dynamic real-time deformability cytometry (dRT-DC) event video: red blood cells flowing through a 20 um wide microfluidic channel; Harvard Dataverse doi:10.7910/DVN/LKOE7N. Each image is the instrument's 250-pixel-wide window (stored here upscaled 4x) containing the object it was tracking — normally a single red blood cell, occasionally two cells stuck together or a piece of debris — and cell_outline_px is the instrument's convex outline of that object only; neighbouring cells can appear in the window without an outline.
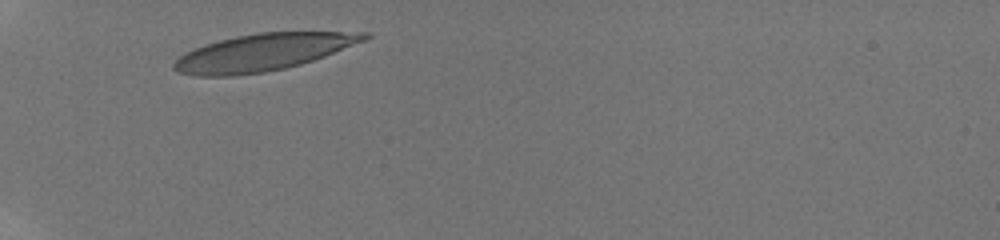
{"species": "human", "species_latin": "Homo sapiens", "temperature_condition": "room temperature", "stored_images_in_passage": 4, "camera_frame_rate_fps": 3000, "um_per_image_px": 0.085, "donor": {"sex": "male"}, "frame": {"image": 1, "passage_image": 1, "time_ms": 0.0, "image_size_px": [1000, 240], "cell_outline_px": [[372, 36], [368, 40], [324, 56], [300, 64], [284, 68], [264, 72], [232, 76], [196, 76], [176, 72], [172, 68], [172, 64], [180, 56], [204, 44], [236, 36], [256, 32], [368, 32]], "centroid_in_image_um": [22.37, 4.44], "position_along_channel_um": 62.6, "area_um2": 40.92}}
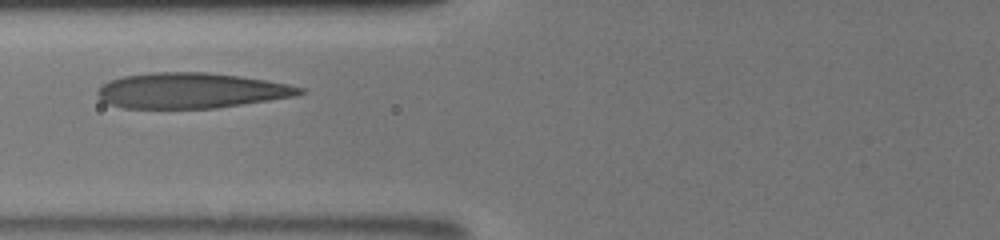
{"frame": {"image": 2, "passage_image": 3, "time_ms": 1.667, "image_size_px": [1000, 240], "cell_outline_px": [[308, 92], [296, 96], [216, 108], [124, 108], [108, 104], [100, 100], [96, 96], [96, 88], [108, 80], [124, 76], [152, 72], [208, 72], [240, 76], [288, 84], [304, 88]], "centroid_in_image_um": [16.2, 7.7], "position_along_channel_um": 109.6, "area_um2": 42.08}}